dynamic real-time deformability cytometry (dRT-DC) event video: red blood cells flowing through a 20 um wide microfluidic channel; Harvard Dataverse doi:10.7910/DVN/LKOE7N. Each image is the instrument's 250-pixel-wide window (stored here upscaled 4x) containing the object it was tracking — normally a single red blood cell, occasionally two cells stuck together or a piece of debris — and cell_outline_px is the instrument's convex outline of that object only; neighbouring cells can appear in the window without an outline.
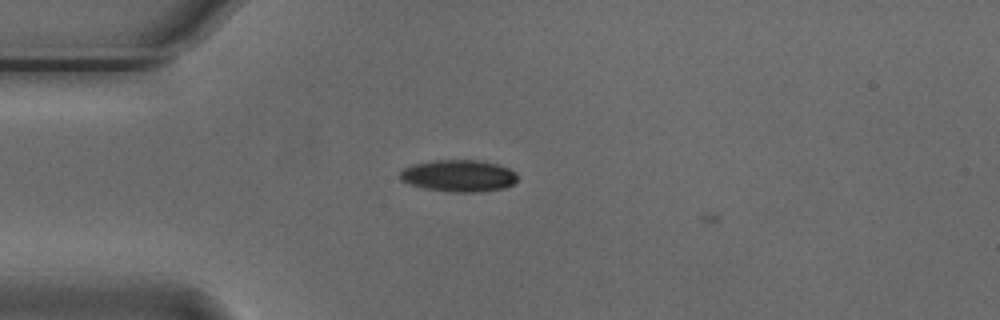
{"species": "Egyptian fruit bat (a non-hibernating species)", "species_latin": "Rousettus aegyptiacus", "temperature_condition": "cold", "stored_images_in_passage": 7, "camera_frame_rate_fps": 3000, "um_per_image_px": 0.085, "animal": {"sex": "male"}, "frame": {"image": 1, "passage_image": 6, "time_ms": 1.667, "image_size_px": [1000, 320], "cell_outline_px": [[516, 180], [512, 184], [504, 188], [480, 192], [448, 192], [424, 188], [400, 180], [400, 172], [404, 168], [412, 164], [436, 160], [476, 160], [496, 164], [508, 168], [516, 176]], "centroid_in_image_um": [38.95, 14.95], "position_along_channel_um": 46.0, "area_um2": 21.62}}